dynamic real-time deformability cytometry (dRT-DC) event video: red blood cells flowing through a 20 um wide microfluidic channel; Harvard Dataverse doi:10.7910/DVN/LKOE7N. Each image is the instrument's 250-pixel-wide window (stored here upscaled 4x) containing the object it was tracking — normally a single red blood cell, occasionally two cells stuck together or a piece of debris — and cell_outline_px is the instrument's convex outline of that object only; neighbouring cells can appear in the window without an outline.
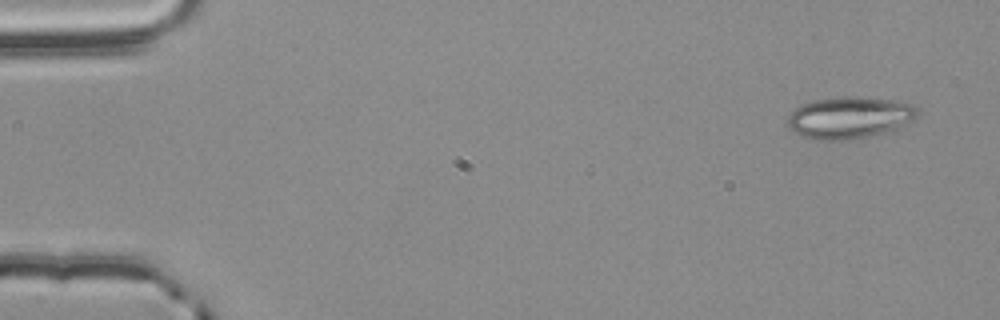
{"species": "common noctule bat (a hibernating species)", "species_latin": "Nyctalus noctula", "temperature_condition": "room temperature", "stored_images_in_passage": 3, "camera_frame_rate_fps": 3000, "um_per_image_px": 0.085, "animal": {"sex": "male", "body_mass_g": 20.4}, "frame": {"image": 1, "passage_image": 1, "time_ms": 0.0, "image_size_px": [1000, 320], "cell_outline_px": [[916, 116], [904, 128], [860, 140], [812, 140], [800, 136], [788, 128], [788, 116], [796, 108], [804, 104], [816, 100], [840, 96], [856, 96], [888, 100], [912, 104], [916, 108]], "centroid_in_image_um": [72.22, 10.04], "position_along_channel_um": 12.8, "area_um2": 32.19}}